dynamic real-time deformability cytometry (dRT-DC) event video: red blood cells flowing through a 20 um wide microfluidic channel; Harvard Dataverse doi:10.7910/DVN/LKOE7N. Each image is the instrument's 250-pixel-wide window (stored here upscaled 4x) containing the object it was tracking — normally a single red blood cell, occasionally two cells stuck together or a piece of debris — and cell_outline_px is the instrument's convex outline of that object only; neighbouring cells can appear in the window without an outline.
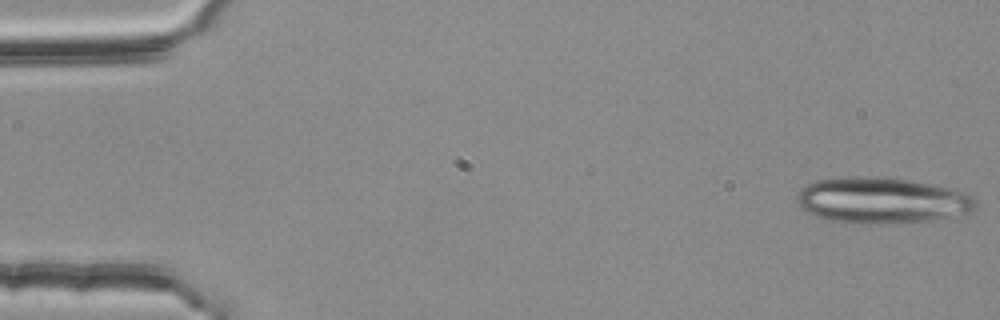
{"species": "common noctule bat (a hibernating species)", "species_latin": "Nyctalus noctula", "temperature_condition": "room temperature", "stored_images_in_passage": 16, "camera_frame_rate_fps": 3000, "um_per_image_px": 0.085, "animal": {"sex": "female", "body_mass_g": 25.1}, "frame": {"image": 1, "passage_image": 1, "time_ms": 0.0, "image_size_px": [1000, 320], "cell_outline_px": [[976, 208], [972, 212], [932, 220], [900, 224], [852, 224], [828, 220], [816, 216], [800, 208], [796, 200], [796, 196], [800, 188], [804, 184], [816, 180], [884, 176], [888, 176], [912, 180], [956, 188], [968, 192], [976, 200]], "centroid_in_image_um": [75.0, 17.05], "position_along_channel_um": 10.0, "area_um2": 48.9}}